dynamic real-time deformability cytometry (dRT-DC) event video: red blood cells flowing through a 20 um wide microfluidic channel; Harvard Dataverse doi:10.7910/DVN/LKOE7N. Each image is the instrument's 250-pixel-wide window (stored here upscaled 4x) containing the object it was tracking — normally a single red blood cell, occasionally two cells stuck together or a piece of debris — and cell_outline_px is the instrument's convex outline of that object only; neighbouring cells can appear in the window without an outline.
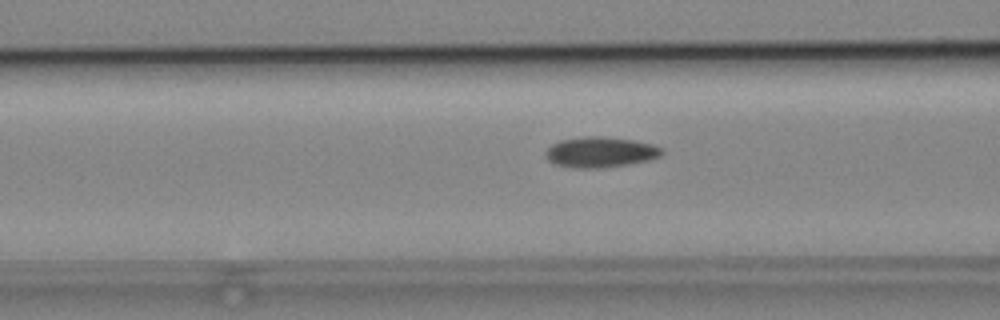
{"species": "common noctule bat (a hibernating species)", "species_latin": "Nyctalus noctula", "temperature_condition": "cold", "stored_images_in_passage": 33, "camera_frame_rate_fps": 3000, "um_per_image_px": 0.085, "animal": {"sex": "male", "body_mass_g": 19.2, "forearm_length_mm": 51.8}, "frame": {"image": 1, "passage_image": 6, "time_ms": 1.667, "image_size_px": [1000, 320], "cell_outline_px": [[664, 152], [660, 156], [652, 160], [628, 164], [600, 168], [576, 168], [556, 164], [548, 160], [544, 152], [552, 144], [560, 140], [584, 136], [604, 136], [632, 140], [652, 144], [664, 148]], "centroid_in_image_um": [51.06, 12.93], "position_along_channel_um": 115.5, "area_um2": 20.81}}
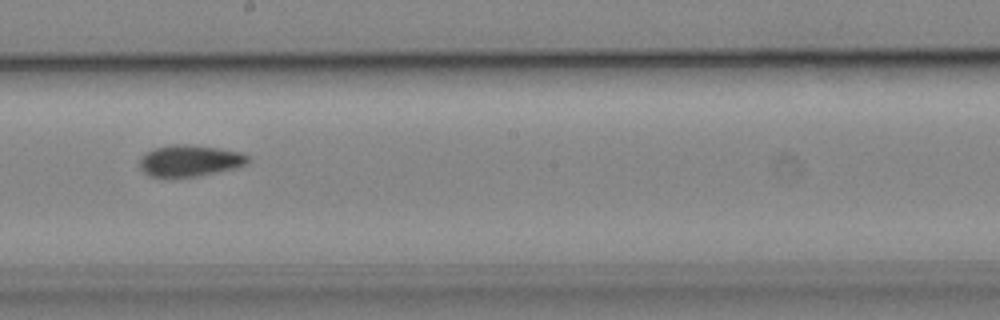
{"frame": {"image": 2, "passage_image": 15, "time_ms": 4.667, "image_size_px": [1000, 320], "cell_outline_px": [[248, 164], [236, 168], [196, 176], [152, 176], [144, 172], [140, 168], [140, 156], [156, 148], [172, 144], [184, 144], [216, 148], [240, 152], [248, 156]], "centroid_in_image_um": [16.14, 13.65], "position_along_channel_um": 232.1, "area_um2": 19.42}}
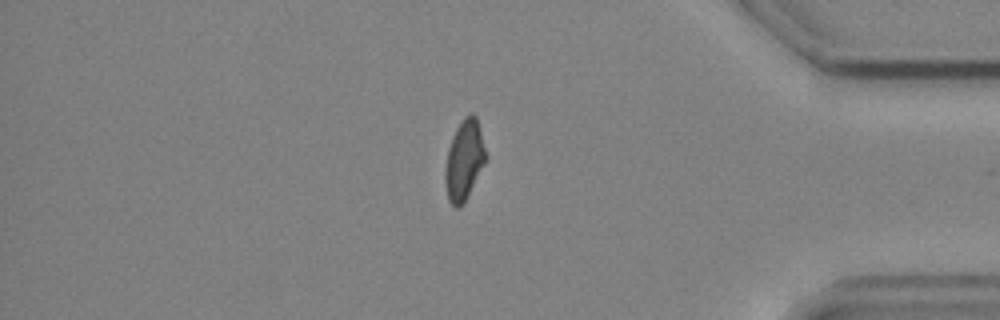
{"frame": {"image": 3, "passage_image": 30, "time_ms": 9.667, "image_size_px": [1000, 320], "cell_outline_px": [[488, 156], [484, 164], [464, 200], [456, 208], [448, 200], [444, 180], [444, 172], [448, 148], [452, 136], [456, 128], [464, 116], [472, 112], [476, 116]], "centroid_in_image_um": [39.45, 13.54], "position_along_channel_um": 395.8, "area_um2": 18.73}, "authors_computed_cell_mechanics": {"area_um2": 19.4786, "velocity_mm_per_s": 3.8802, "shape_relaxation_time_tau1_ms": 7.5138, "shape_relaxation_time_tau2_ms": 5.5242, "deformation_change_tau1": 0.1297, "deformation_change_tau2": 0.0991}}